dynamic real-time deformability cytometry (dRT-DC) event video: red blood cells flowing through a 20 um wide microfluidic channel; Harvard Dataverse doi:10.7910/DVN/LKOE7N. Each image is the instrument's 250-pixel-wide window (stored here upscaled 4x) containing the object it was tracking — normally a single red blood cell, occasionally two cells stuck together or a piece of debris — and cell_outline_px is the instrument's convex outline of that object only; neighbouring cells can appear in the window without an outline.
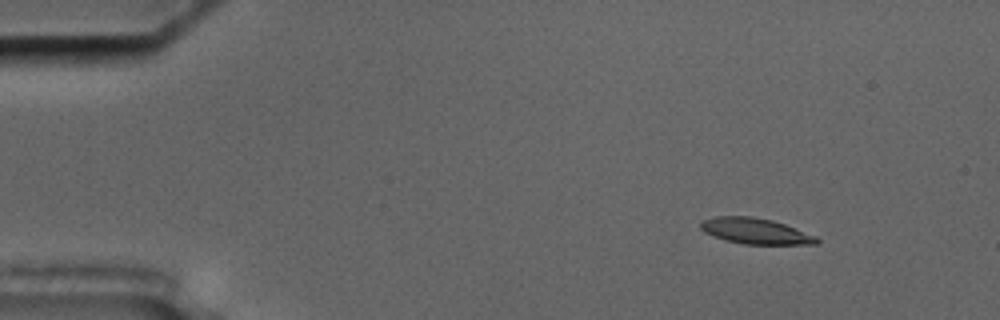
{"species": "common noctule bat (a hibernating species)", "species_latin": "Nyctalus noctula", "temperature_condition": "cold", "stored_images_in_passage": 53, "camera_frame_rate_fps": 3000, "um_per_image_px": 0.085, "animal": {"sex": "male", "body_mass_g": 17.5, "forearm_length_mm": 52.3}, "frame": {"image": 1, "passage_image": 2, "time_ms": 0.333, "image_size_px": [1000, 320], "cell_outline_px": [[820, 240], [816, 244], [744, 244], [724, 240], [704, 232], [700, 228], [700, 224], [704, 220], [716, 216], [752, 216], [772, 220], [784, 224], [816, 236]], "centroid_in_image_um": [64.2, 19.64], "position_along_channel_um": 20.8, "area_um2": 17.34}}
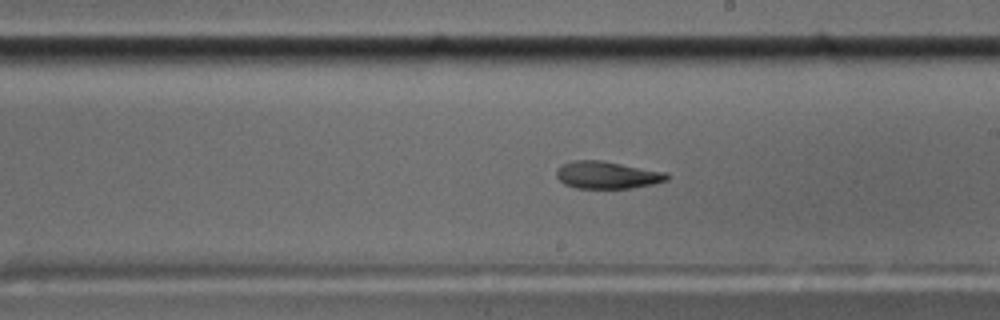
{"frame": {"image": 2, "passage_image": 28, "time_ms": 9.0, "image_size_px": [1000, 320], "cell_outline_px": [[668, 180], [652, 184], [632, 188], [576, 188], [564, 184], [556, 176], [556, 172], [560, 164], [572, 160], [600, 160], [668, 172]], "centroid_in_image_um": [51.59, 14.87], "position_along_channel_um": 237.4, "area_um2": 17.69}}
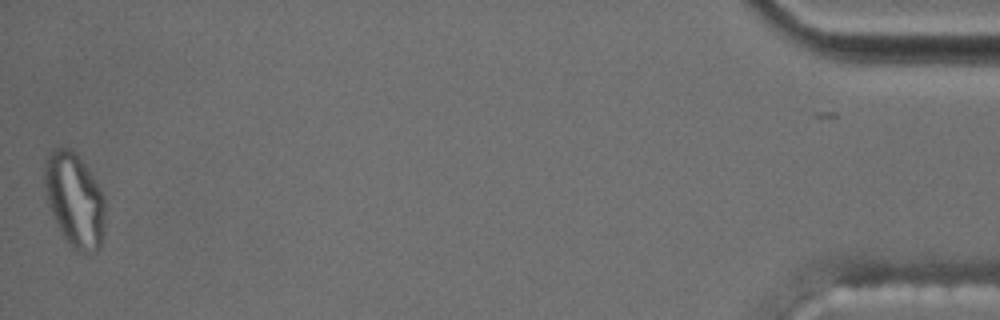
{"frame": {"image": 3, "passage_image": 52, "time_ms": 17.0, "image_size_px": [1000, 320], "cell_outline_px": [[104, 236], [100, 248], [96, 252], [76, 252], [72, 248], [60, 232], [48, 204], [44, 184], [44, 160], [52, 148], [68, 148], [76, 152], [100, 188], [104, 196]], "centroid_in_image_um": [6.33, 17.01], "position_along_channel_um": 428.9, "area_um2": 33.47}, "authors_computed_cell_mechanics": {"area_um2": 18.1492, "velocity_mm_per_s": 3.5317, "shape_relaxation_time_tau1_ms": null, "shape_relaxation_time_tau2_ms": 3.5953, "deformation_change_tau1": null, "deformation_change_tau2": 0.1065}}